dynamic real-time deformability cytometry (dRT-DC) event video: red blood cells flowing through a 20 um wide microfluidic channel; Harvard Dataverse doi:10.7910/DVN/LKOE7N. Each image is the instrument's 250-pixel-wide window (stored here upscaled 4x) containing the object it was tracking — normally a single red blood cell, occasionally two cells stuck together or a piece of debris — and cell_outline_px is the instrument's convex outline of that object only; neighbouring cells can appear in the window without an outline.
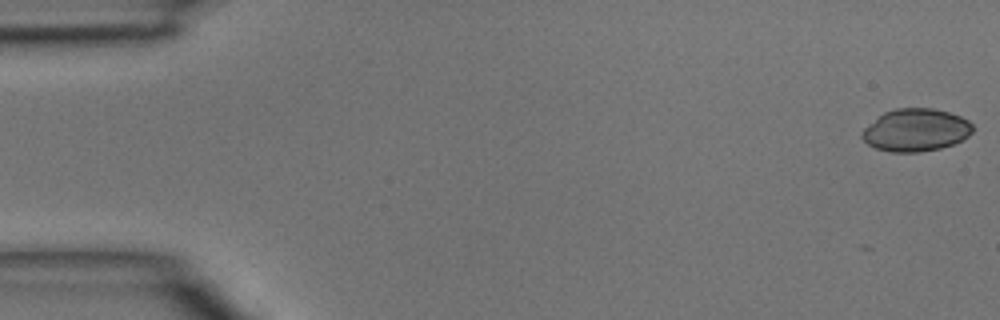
{"species": "common noctule bat (a hibernating species)", "species_latin": "Nyctalus noctula", "temperature_condition": "room temperature", "stored_images_in_passage": 5, "camera_frame_rate_fps": 3000, "um_per_image_px": 0.085, "animal": {"sex": "male", "body_mass_g": 15.6}, "frame": {"image": 1, "passage_image": 1, "time_ms": 0.0, "image_size_px": [1000, 320], "cell_outline_px": [[972, 132], [968, 136], [952, 144], [940, 148], [920, 152], [892, 152], [876, 148], [868, 144], [860, 136], [864, 128], [884, 112], [896, 108], [932, 108], [948, 112], [960, 116], [968, 120], [972, 124]], "centroid_in_image_um": [77.83, 11.05], "position_along_channel_um": 7.2, "area_um2": 27.28}}